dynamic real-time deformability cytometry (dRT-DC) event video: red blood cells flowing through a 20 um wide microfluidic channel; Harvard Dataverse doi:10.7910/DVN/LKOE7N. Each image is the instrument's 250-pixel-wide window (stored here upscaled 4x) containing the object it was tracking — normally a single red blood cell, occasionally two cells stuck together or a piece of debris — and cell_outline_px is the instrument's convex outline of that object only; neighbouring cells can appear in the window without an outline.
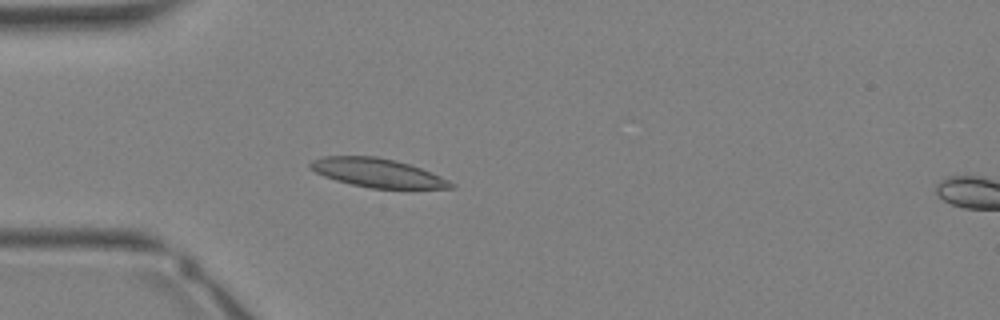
{"species": "Egyptian fruit bat (a non-hibernating species)", "species_latin": "Rousettus aegyptiacus", "temperature_condition": "warm", "stored_images_in_passage": 33, "camera_frame_rate_fps": 3000, "um_per_image_px": 0.085, "animal": {"sex": "female"}, "frame": {"image": 1, "passage_image": 9, "time_ms": 2.667, "image_size_px": [1000, 320], "cell_outline_px": [[456, 188], [372, 188], [352, 184], [336, 180], [324, 176], [308, 168], [308, 164], [312, 160], [324, 156], [376, 156], [396, 160], [432, 172], [456, 184]], "centroid_in_image_um": [32.08, 14.68], "position_along_channel_um": 52.9, "area_um2": 23.47}}
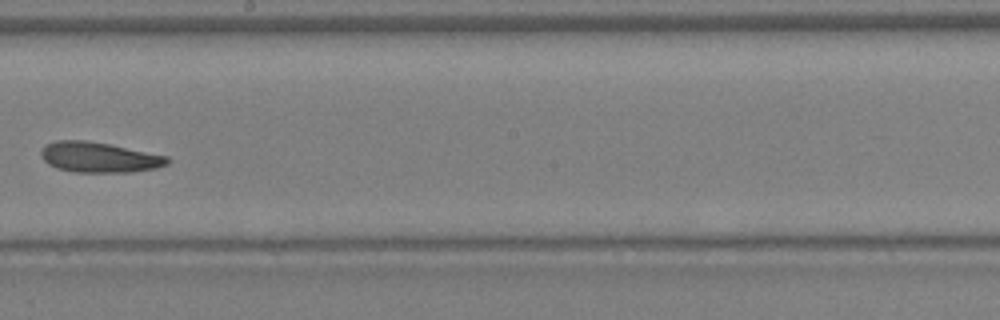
{"frame": {"image": 2, "passage_image": 19, "time_ms": 6.0, "image_size_px": [1000, 320], "cell_outline_px": [[172, 160], [168, 164], [156, 168], [132, 172], [72, 172], [56, 168], [48, 164], [40, 156], [40, 152], [48, 144], [56, 140], [84, 140], [108, 144], [168, 156]], "centroid_in_image_um": [8.44, 13.38], "position_along_channel_um": 239.8, "area_um2": 22.31}}
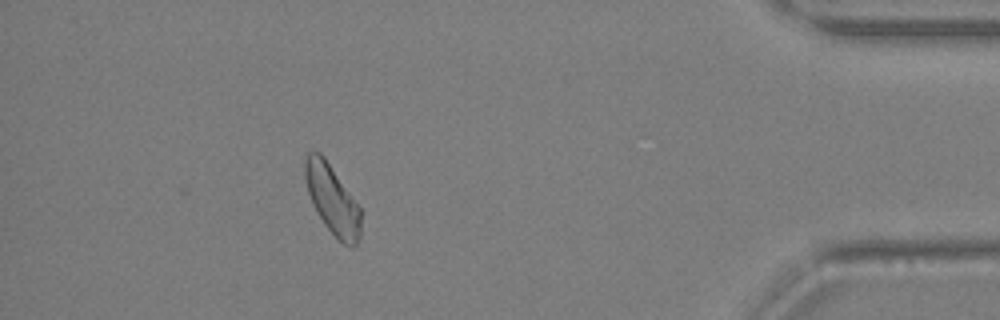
{"frame": {"image": 3, "passage_image": 30, "time_ms": 9.667, "image_size_px": [1000, 320], "cell_outline_px": [[360, 236], [356, 248], [352, 248], [344, 244], [324, 224], [316, 212], [312, 204], [308, 192], [304, 176], [304, 160], [308, 152], [312, 148], [320, 152], [324, 156], [360, 208]], "centroid_in_image_um": [28.21, 16.93], "position_along_channel_um": 407.0, "area_um2": 22.54}}